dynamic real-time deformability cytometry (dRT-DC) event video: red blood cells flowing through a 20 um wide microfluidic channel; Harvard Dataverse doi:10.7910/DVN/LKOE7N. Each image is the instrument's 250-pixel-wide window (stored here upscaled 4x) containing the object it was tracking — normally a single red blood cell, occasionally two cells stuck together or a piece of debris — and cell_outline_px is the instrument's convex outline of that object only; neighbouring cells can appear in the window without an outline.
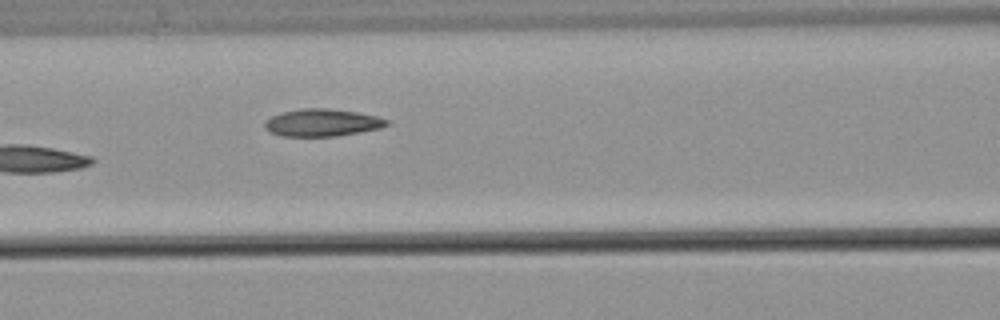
{"species": "common noctule bat (a hibernating species)", "species_latin": "Nyctalus noctula", "temperature_condition": "warm", "stored_images_in_passage": 6, "camera_frame_rate_fps": 3000, "um_per_image_px": 0.085, "animal": {"sex": "male", "body_mass_g": 21.5, "forearm_length_mm": 52.0}, "frame": {"image": 1, "passage_image": 6, "time_ms": 7.0, "image_size_px": [1000, 320], "cell_outline_px": [[392, 124], [380, 128], [336, 136], [280, 136], [268, 132], [264, 128], [264, 120], [272, 116], [284, 112], [304, 108], [328, 108], [356, 112], [376, 116], [392, 120]], "centroid_in_image_um": [27.39, 10.43], "position_along_channel_um": 139.2, "area_um2": 19.59}}